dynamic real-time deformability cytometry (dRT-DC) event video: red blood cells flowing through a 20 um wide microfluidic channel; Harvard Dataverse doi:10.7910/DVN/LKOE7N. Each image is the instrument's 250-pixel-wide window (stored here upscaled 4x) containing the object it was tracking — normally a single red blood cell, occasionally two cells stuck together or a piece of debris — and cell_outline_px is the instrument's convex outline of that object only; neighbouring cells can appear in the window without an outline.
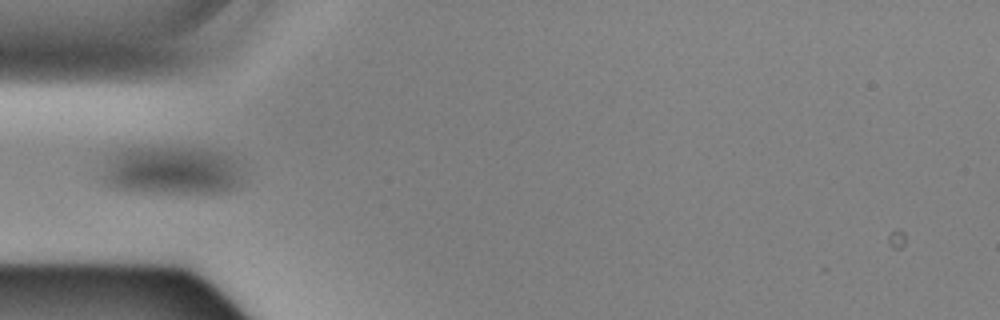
{"species": "Egyptian fruit bat (a non-hibernating species)", "species_latin": "Rousettus aegyptiacus", "temperature_condition": "cold", "stored_images_in_passage": 35, "camera_frame_rate_fps": 3000, "um_per_image_px": 0.085, "animal": {"sex": "male"}, "frame": {"image": 1, "passage_image": 1, "time_ms": 0.0, "image_size_px": [1000, 320], "cell_outline_px": [[236, 184], [232, 188], [216, 192], [180, 192], [120, 188], [108, 184], [104, 180], [104, 176], [112, 164], [124, 152], [136, 148], [192, 148], [216, 152], [228, 156]], "centroid_in_image_um": [14.6, 14.5], "position_along_channel_um": 70.4, "area_um2": 35.43}}
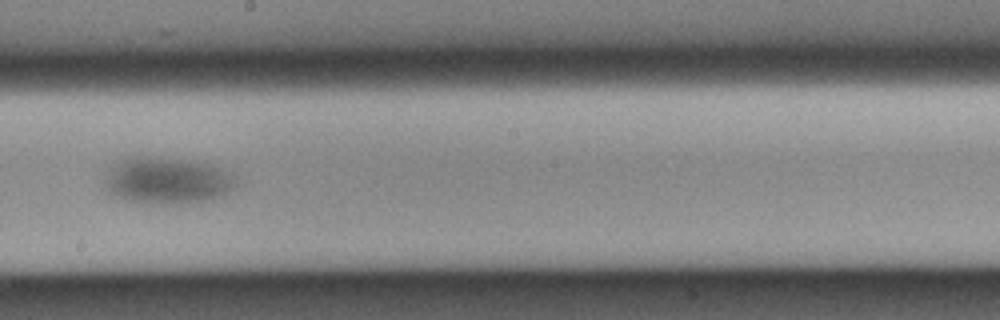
{"frame": {"image": 2, "passage_image": 15, "time_ms": 4.667, "image_size_px": [1000, 320], "cell_outline_px": [[228, 184], [224, 188], [208, 196], [172, 200], [156, 200], [128, 196], [112, 188], [108, 184], [112, 176], [120, 164], [132, 160], [168, 160], [196, 164], [212, 168]], "centroid_in_image_um": [14.08, 15.3], "position_along_channel_um": 234.1, "area_um2": 26.82}}
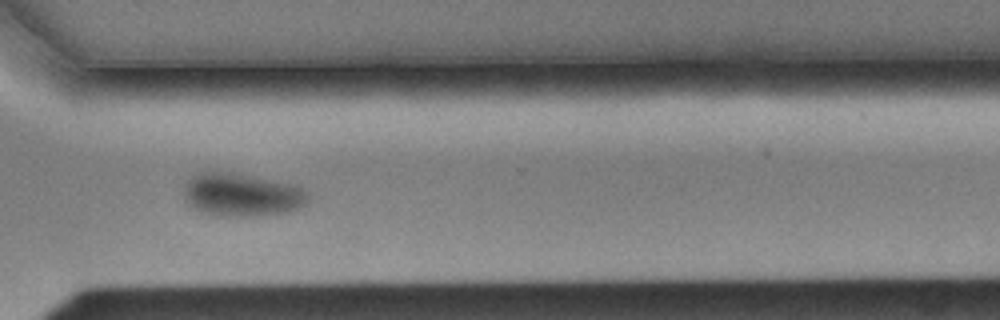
{"frame": {"image": 3, "passage_image": 25, "time_ms": 8.0, "image_size_px": [1000, 320], "cell_outline_px": [[304, 196], [300, 204], [292, 208], [276, 212], [220, 212], [200, 208], [188, 200], [184, 188], [196, 176], [204, 172], [216, 172], [264, 180], [284, 184], [296, 188]], "centroid_in_image_um": [20.45, 16.49], "position_along_channel_um": 350.2, "area_um2": 26.07}}